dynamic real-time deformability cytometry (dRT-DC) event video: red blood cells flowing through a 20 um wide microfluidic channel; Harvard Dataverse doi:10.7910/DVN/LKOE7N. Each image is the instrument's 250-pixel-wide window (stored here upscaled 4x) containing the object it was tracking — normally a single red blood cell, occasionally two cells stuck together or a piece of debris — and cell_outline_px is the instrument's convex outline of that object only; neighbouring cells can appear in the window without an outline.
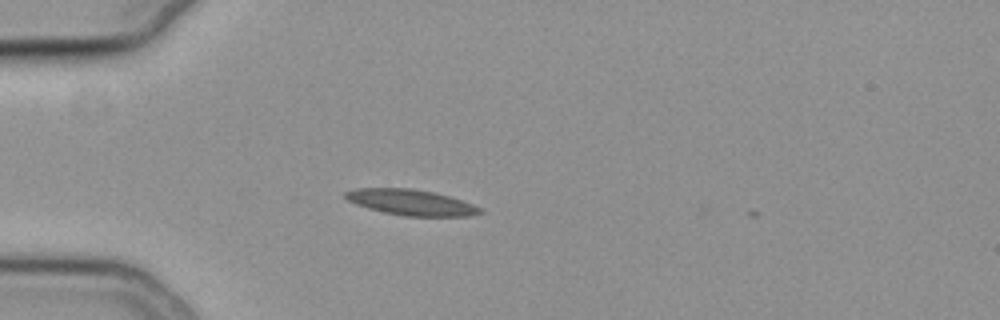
{"species": "common noctule bat (a hibernating species)", "species_latin": "Nyctalus noctula", "temperature_condition": "cold", "stored_images_in_passage": 3, "camera_frame_rate_fps": 3000, "um_per_image_px": 0.085, "animal": {"sex": "female", "body_mass_g": 19.3, "forearm_length_mm": 54.1}, "frame": {"image": 1, "passage_image": 1, "time_ms": 0.0, "image_size_px": [1000, 320], "cell_outline_px": [[484, 212], [472, 216], [404, 216], [384, 212], [368, 208], [356, 204], [348, 200], [344, 196], [344, 192], [356, 188], [412, 188], [436, 192], [472, 204], [480, 208]], "centroid_in_image_um": [34.93, 17.2], "position_along_channel_um": 50.1, "area_um2": 20.17}}